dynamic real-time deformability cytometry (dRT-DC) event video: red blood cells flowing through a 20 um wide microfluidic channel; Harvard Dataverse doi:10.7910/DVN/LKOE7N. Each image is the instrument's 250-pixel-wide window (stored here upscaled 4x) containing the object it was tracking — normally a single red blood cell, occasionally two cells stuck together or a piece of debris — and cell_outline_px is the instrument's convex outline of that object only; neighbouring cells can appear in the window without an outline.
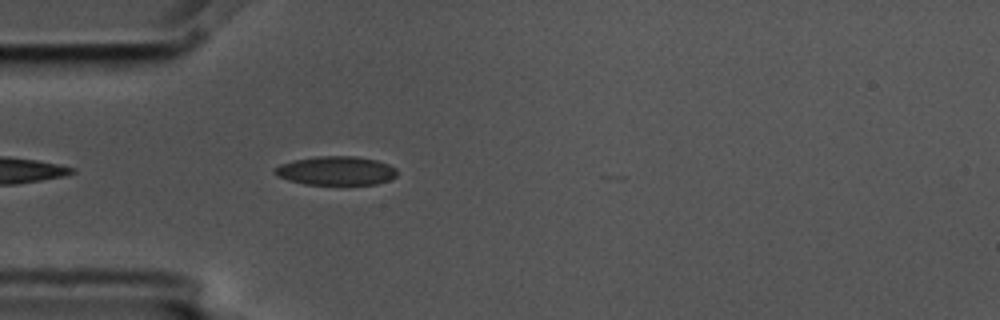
{"species": "common noctule bat (a hibernating species)", "species_latin": "Nyctalus noctula", "temperature_condition": "cold", "stored_images_in_passage": 4, "camera_frame_rate_fps": 3000, "um_per_image_px": 0.085, "animal": {"sex": "male", "body_mass_g": 17.5, "forearm_length_mm": 52.3}, "frame": {"image": 1, "passage_image": 4, "time_ms": 1.0, "image_size_px": [1000, 320], "cell_outline_px": [[396, 176], [388, 180], [376, 184], [304, 184], [288, 180], [272, 172], [280, 164], [292, 160], [320, 156], [356, 156], [376, 160], [388, 164], [396, 168]], "centroid_in_image_um": [28.56, 14.5], "position_along_channel_um": 56.4, "area_um2": 20.4}}